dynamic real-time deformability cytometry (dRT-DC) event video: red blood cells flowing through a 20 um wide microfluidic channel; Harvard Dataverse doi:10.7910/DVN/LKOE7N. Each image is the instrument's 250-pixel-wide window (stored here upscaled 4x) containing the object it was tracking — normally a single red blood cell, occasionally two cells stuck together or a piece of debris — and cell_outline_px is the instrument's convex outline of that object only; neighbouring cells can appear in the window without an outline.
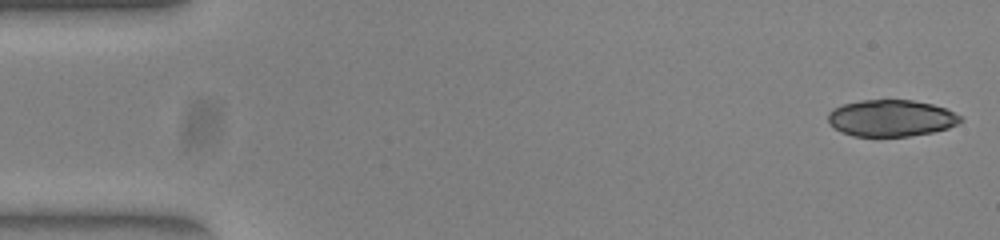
{"species": "common noctule bat (a hibernating species)", "species_latin": "Nyctalus noctula", "temperature_condition": "warm", "stored_images_in_passage": 51, "camera_frame_rate_fps": 3000, "um_per_image_px": 0.085, "animal": {"sex": "female", "body_mass_g": 23.0, "forearm_length_mm": 53.4}, "frame": {"image": 1, "passage_image": 1, "time_ms": 0.0, "image_size_px": [1000, 240], "cell_outline_px": [[960, 120], [956, 124], [948, 128], [932, 132], [908, 136], [852, 136], [840, 132], [828, 120], [828, 112], [832, 108], [844, 104], [860, 100], [912, 100], [932, 104], [944, 108], [960, 116]], "centroid_in_image_um": [75.7, 10.04], "position_along_channel_um": 9.3, "area_um2": 28.03}}
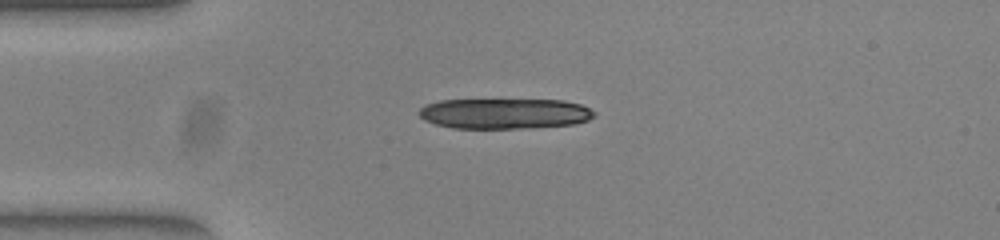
{"frame": {"image": 2, "passage_image": 12, "time_ms": 3.667, "image_size_px": [1000, 240], "cell_outline_px": [[596, 116], [588, 120], [576, 124], [528, 128], [452, 128], [436, 124], [424, 120], [420, 116], [420, 108], [428, 104], [440, 100], [564, 100], [580, 104], [596, 112]], "centroid_in_image_um": [42.93, 9.65], "position_along_channel_um": 42.1, "area_um2": 31.1}}
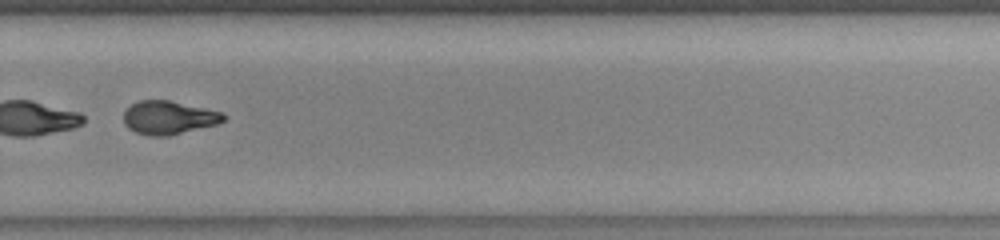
{"frame": {"image": 3, "passage_image": 35, "time_ms": 11.333, "image_size_px": [1000, 240], "cell_outline_px": [[228, 116], [224, 120], [216, 124], [168, 136], [152, 136], [136, 132], [128, 128], [124, 124], [124, 112], [132, 104], [140, 100], [168, 100], [224, 112]], "centroid_in_image_um": [14.35, 9.99], "position_along_channel_um": 315.4, "area_um2": 19.36}, "authors_computed_cell_mechanics": {"area_um2": 29.767, "velocity_mm_per_s": 3.9372, "shape_relaxation_time_tau1_ms": 2.0217, "shape_relaxation_time_tau2_ms": 2.6176, "deformation_change_tau1": 0.3128, "deformation_change_tau2": 0.0883}}